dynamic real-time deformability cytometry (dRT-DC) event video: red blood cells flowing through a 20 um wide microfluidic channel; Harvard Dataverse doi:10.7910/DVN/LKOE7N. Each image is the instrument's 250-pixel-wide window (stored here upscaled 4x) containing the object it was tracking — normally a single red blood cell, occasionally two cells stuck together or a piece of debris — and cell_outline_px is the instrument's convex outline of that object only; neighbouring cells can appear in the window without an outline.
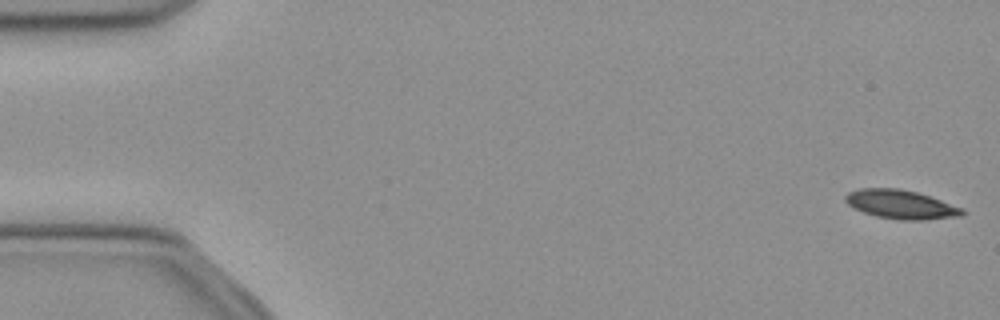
{"species": "common noctule bat (a hibernating species)", "species_latin": "Nyctalus noctula", "temperature_condition": "cold", "stored_images_in_passage": 51, "camera_frame_rate_fps": 3000, "um_per_image_px": 0.085, "animal": {"sex": "female", "body_mass_g": 21.9}, "frame": {"image": 1, "passage_image": 1, "time_ms": 0.0, "image_size_px": [1000, 320], "cell_outline_px": [[968, 212], [964, 216], [924, 220], [900, 220], [876, 216], [852, 208], [844, 200], [844, 196], [848, 192], [860, 188], [900, 188], [916, 192], [964, 208]], "centroid_in_image_um": [76.6, 17.38], "position_along_channel_um": 8.4, "area_um2": 19.88}}
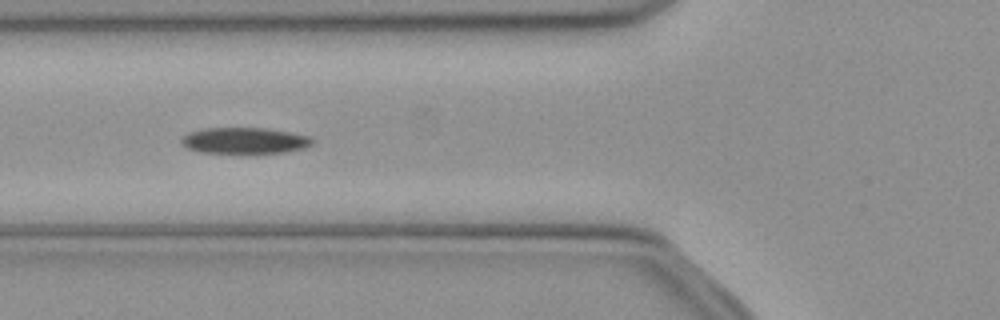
{"frame": {"image": 2, "passage_image": 19, "time_ms": 6.0, "image_size_px": [1000, 320], "cell_outline_px": [[316, 140], [312, 144], [304, 148], [284, 152], [256, 156], [200, 152], [188, 148], [180, 144], [180, 140], [188, 132], [204, 128], [264, 128], [288, 132], [308, 136]], "centroid_in_image_um": [20.78, 12.0], "position_along_channel_um": 105.0, "area_um2": 20.87}}
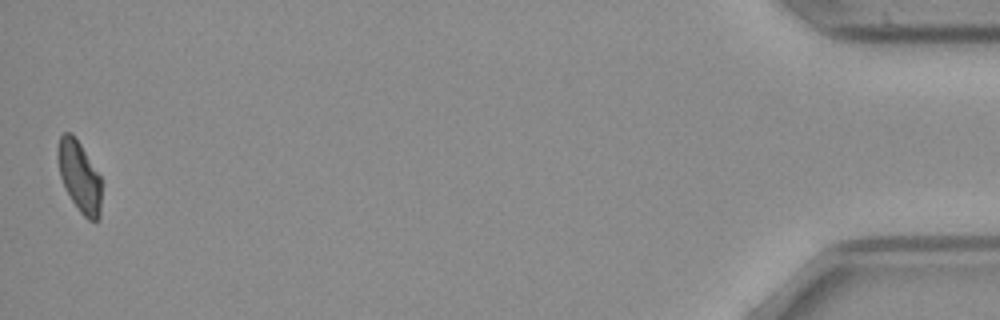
{"frame": {"image": 3, "passage_image": 51, "time_ms": 16.667, "image_size_px": [1000, 320], "cell_outline_px": [[100, 216], [96, 220], [88, 220], [80, 212], [72, 200], [60, 176], [56, 156], [56, 148], [60, 136], [64, 132], [72, 132], [80, 144], [100, 176]], "centroid_in_image_um": [6.71, 14.96], "position_along_channel_um": 428.5, "area_um2": 17.8}, "authors_computed_cell_mechanics": {"area_um2": 19.8832, "velocity_mm_per_s": 3.9447, "shape_relaxation_time_tau1_ms": 3.7206, "shape_relaxation_time_tau2_ms": null, "deformation_change_tau1": 0.1266, "deformation_change_tau2": null}}